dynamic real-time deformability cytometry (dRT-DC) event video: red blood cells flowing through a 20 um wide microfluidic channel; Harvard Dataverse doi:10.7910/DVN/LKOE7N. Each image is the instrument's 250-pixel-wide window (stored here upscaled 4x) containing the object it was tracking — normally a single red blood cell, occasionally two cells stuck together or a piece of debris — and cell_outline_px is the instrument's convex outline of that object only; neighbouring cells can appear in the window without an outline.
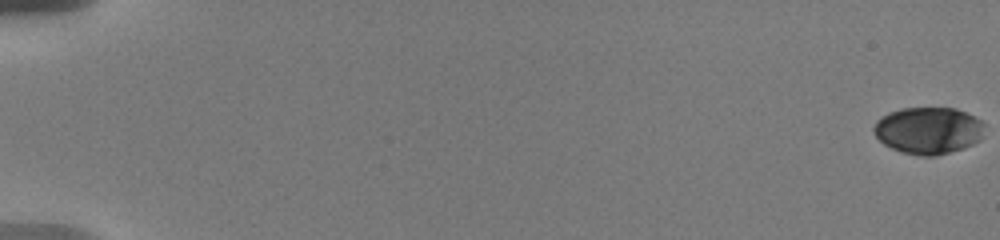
{"species": "human", "species_latin": "Homo sapiens", "temperature_condition": "warm", "stored_images_in_passage": 21, "camera_frame_rate_fps": 3000, "um_per_image_px": 0.085, "donor": {"sex": "male"}, "frame": {"image": 1, "passage_image": 1, "time_ms": 0.0, "image_size_px": [1000, 240], "cell_outline_px": [[984, 124], [980, 140], [964, 148], [936, 156], [920, 156], [900, 152], [884, 144], [872, 132], [872, 128], [876, 120], [888, 112], [900, 108], [956, 108], [980, 120]], "centroid_in_image_um": [78.86, 11.09], "position_along_channel_um": 6.1, "area_um2": 30.4}}
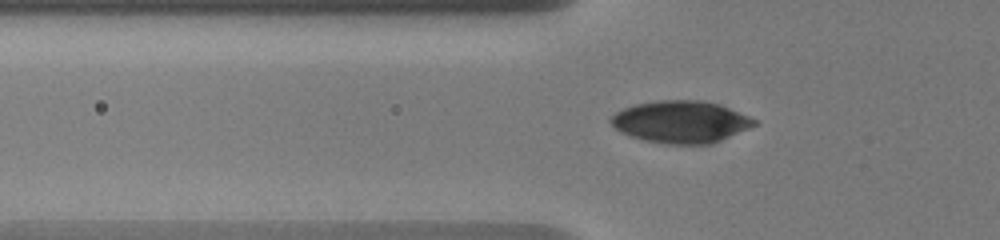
{"frame": {"image": 2, "passage_image": 15, "time_ms": 7.0, "image_size_px": [1000, 240], "cell_outline_px": [[756, 124], [748, 128], [712, 144], [664, 144], [644, 140], [620, 132], [608, 120], [616, 112], [624, 108], [636, 104], [656, 100], [700, 100], [720, 104], [748, 116], [756, 120]], "centroid_in_image_um": [57.85, 10.35], "position_along_channel_um": 68.0, "area_um2": 35.03}}
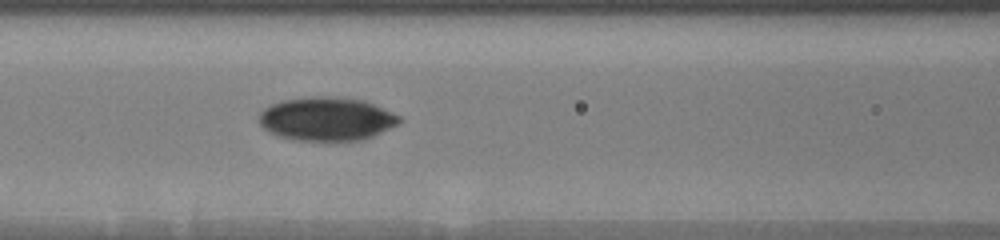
{"frame": {"image": 3, "passage_image": 21, "time_ms": 9.0, "image_size_px": [1000, 240], "cell_outline_px": [[400, 120], [396, 124], [364, 140], [296, 140], [276, 136], [268, 132], [260, 124], [260, 112], [264, 108], [280, 100], [308, 96], [340, 96], [364, 100], [392, 112], [400, 116]], "centroid_in_image_um": [27.72, 10.09], "position_along_channel_um": 138.9, "area_um2": 35.66}}